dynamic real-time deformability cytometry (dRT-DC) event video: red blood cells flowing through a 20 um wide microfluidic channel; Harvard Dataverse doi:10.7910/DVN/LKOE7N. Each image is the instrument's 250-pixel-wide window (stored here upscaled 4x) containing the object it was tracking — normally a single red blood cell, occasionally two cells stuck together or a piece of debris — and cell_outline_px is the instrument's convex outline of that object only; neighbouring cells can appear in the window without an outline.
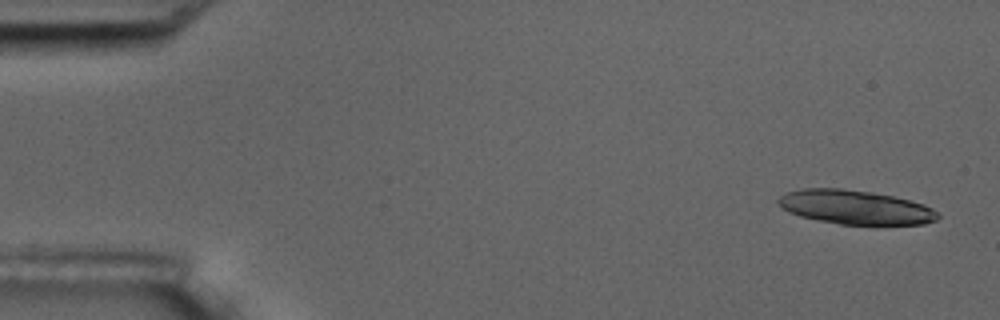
{"species": "common noctule bat (a hibernating species)", "species_latin": "Nyctalus noctula", "temperature_condition": "room temperature", "stored_images_in_passage": 5, "camera_frame_rate_fps": 3000, "um_per_image_px": 0.085, "animal": {"sex": "male", "body_mass_g": 17.5, "forearm_length_mm": 52.3}, "frame": {"image": 1, "passage_image": 1, "time_ms": 0.0, "image_size_px": [1000, 320], "cell_outline_px": [[940, 216], [936, 220], [924, 224], [840, 224], [800, 216], [788, 212], [776, 200], [784, 192], [800, 188], [840, 188], [872, 192], [892, 196], [924, 204], [932, 208]], "centroid_in_image_um": [72.67, 17.6], "position_along_channel_um": 12.3, "area_um2": 31.5}}